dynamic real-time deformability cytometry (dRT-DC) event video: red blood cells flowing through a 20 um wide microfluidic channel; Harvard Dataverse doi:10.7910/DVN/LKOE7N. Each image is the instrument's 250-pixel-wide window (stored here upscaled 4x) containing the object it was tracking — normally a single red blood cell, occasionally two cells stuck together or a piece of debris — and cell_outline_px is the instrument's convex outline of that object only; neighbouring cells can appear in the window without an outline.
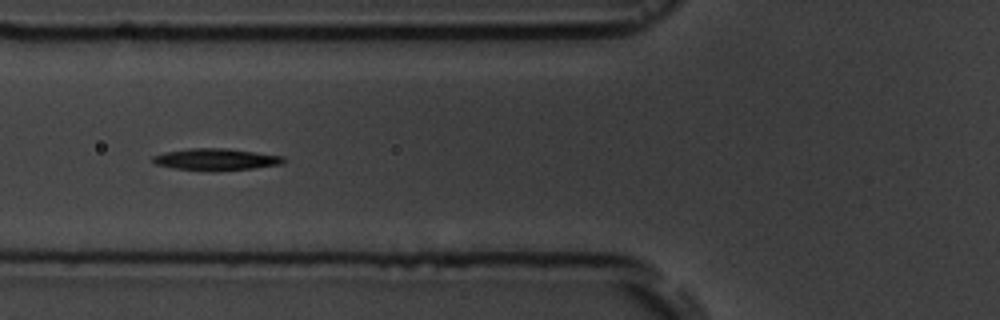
{"species": "common noctule bat (a hibernating species)", "species_latin": "Nyctalus noctula", "temperature_condition": "room temperature", "stored_images_in_passage": 10, "camera_frame_rate_fps": 3000, "um_per_image_px": 0.085, "animal": {"sex": "male", "body_mass_g": 19.5, "forearm_length_mm": 54.6}, "frame": {"image": 1, "passage_image": 6, "time_ms": 5.667, "image_size_px": [1000, 320], "cell_outline_px": [[284, 160], [280, 164], [252, 168], [212, 172], [172, 168], [156, 164], [152, 160], [152, 156], [164, 152], [188, 148], [228, 148], [284, 156]], "centroid_in_image_um": [18.31, 13.55], "position_along_channel_um": 107.5, "area_um2": 16.76}}
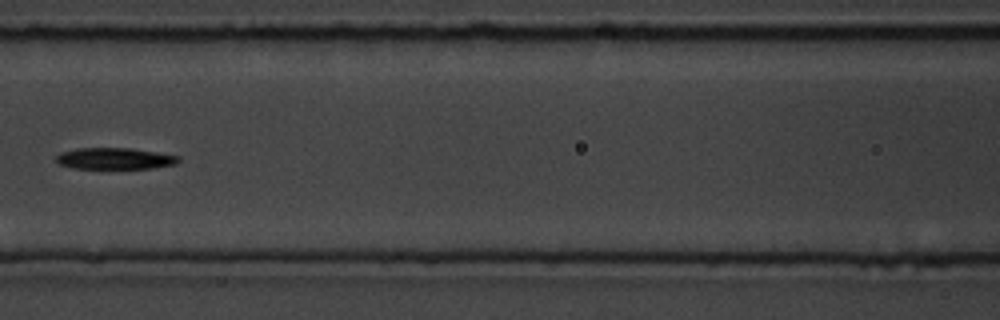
{"frame": {"image": 2, "passage_image": 7, "time_ms": 7.0, "image_size_px": [1000, 320], "cell_outline_px": [[180, 160], [176, 164], [152, 168], [72, 168], [60, 164], [56, 160], [56, 156], [60, 152], [76, 148], [132, 148], [180, 156]], "centroid_in_image_um": [9.76, 13.47], "position_along_channel_um": 156.8, "area_um2": 15.26}}
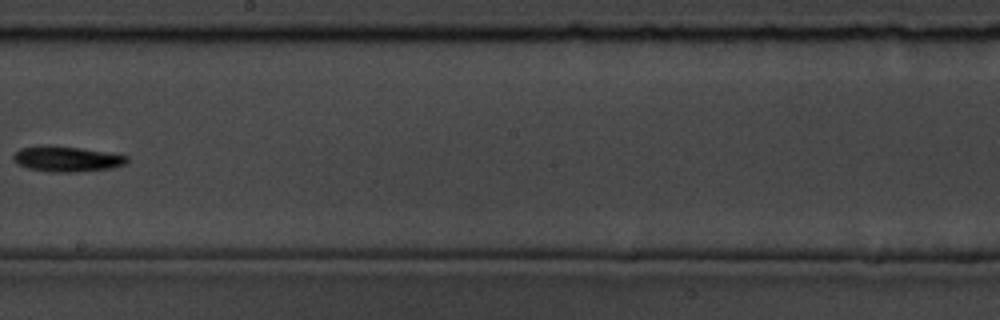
{"frame": {"image": 3, "passage_image": 9, "time_ms": 9.333, "image_size_px": [1000, 320], "cell_outline_px": [[128, 160], [124, 164], [108, 168], [76, 172], [48, 172], [28, 168], [16, 164], [12, 160], [12, 156], [20, 148], [80, 148], [128, 156]], "centroid_in_image_um": [5.66, 13.56], "position_along_channel_um": 242.5, "area_um2": 15.95}}